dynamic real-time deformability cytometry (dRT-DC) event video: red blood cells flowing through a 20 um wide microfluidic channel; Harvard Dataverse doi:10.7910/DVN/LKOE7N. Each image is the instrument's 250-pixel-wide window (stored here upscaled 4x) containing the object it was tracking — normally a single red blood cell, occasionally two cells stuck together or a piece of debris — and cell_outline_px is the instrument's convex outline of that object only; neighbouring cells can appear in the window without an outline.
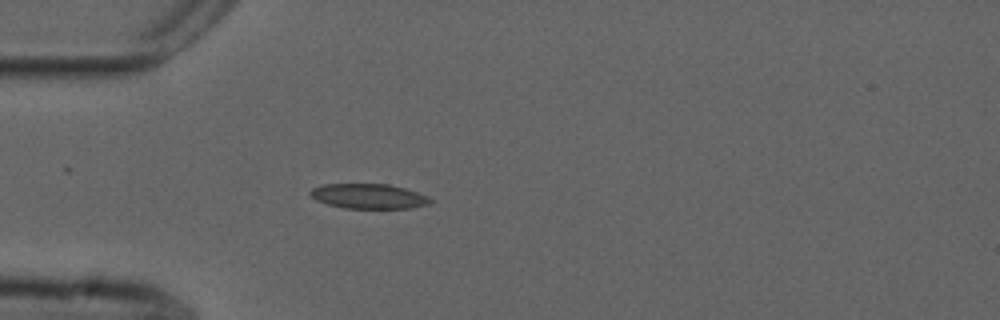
{"species": "common noctule bat (a hibernating species)", "species_latin": "Nyctalus noctula", "temperature_condition": "cold", "stored_images_in_passage": 49, "camera_frame_rate_fps": 3000, "um_per_image_px": 0.085, "animal": {"sex": "male", "forearm_length_mm": 52.5}, "frame": {"image": 1, "passage_image": 10, "time_ms": 3.0, "image_size_px": [1000, 320], "cell_outline_px": [[432, 200], [428, 204], [408, 208], [344, 208], [328, 204], [316, 200], [308, 192], [312, 188], [324, 184], [388, 184], [404, 188], [428, 196]], "centroid_in_image_um": [31.31, 16.67], "position_along_channel_um": 53.7, "area_um2": 17.22}}
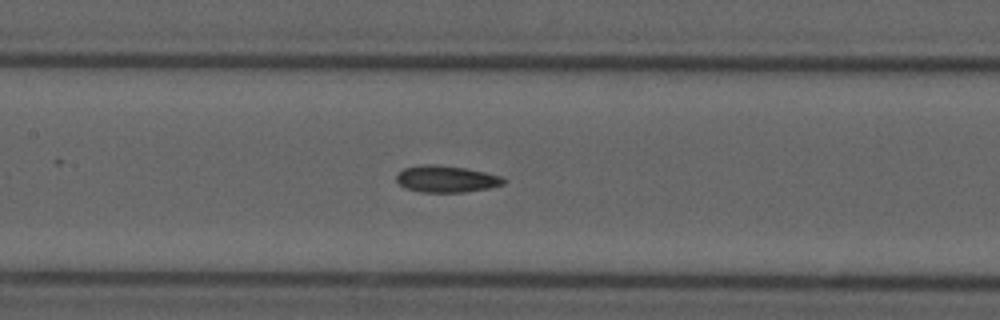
{"frame": {"image": 2, "passage_image": 20, "time_ms": 6.333, "image_size_px": [1000, 320], "cell_outline_px": [[508, 180], [504, 184], [488, 188], [464, 192], [420, 192], [404, 188], [396, 180], [396, 172], [404, 168], [420, 164], [432, 164], [464, 168], [504, 176]], "centroid_in_image_um": [37.92, 15.21], "position_along_channel_um": 169.5, "area_um2": 16.88}}
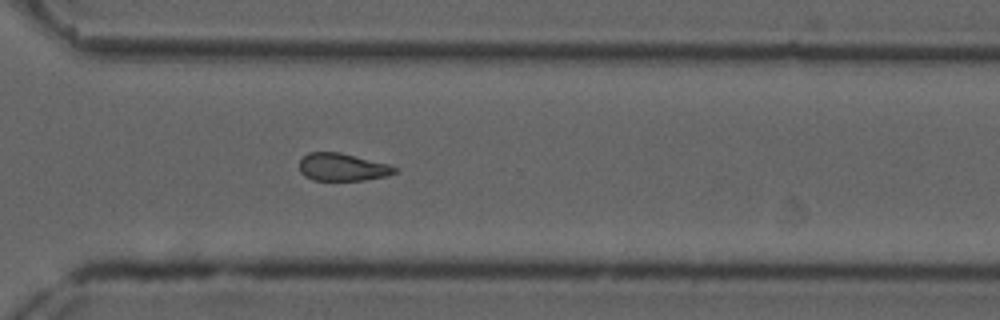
{"frame": {"image": 3, "passage_image": 34, "time_ms": 11.0, "image_size_px": [1000, 320], "cell_outline_px": [[400, 168], [396, 172], [388, 176], [364, 180], [312, 180], [304, 176], [300, 172], [300, 160], [308, 152], [340, 152], [388, 164]], "centroid_in_image_um": [29.12, 14.21], "position_along_channel_um": 341.5, "area_um2": 15.43}, "authors_computed_cell_mechanics": {"area_um2": 16.5308, "velocity_mm_per_s": 3.6987, "shape_relaxation_time_tau1_ms": null, "shape_relaxation_time_tau2_ms": 5.3735, "deformation_change_tau1": null, "deformation_change_tau2": 0.1215}}